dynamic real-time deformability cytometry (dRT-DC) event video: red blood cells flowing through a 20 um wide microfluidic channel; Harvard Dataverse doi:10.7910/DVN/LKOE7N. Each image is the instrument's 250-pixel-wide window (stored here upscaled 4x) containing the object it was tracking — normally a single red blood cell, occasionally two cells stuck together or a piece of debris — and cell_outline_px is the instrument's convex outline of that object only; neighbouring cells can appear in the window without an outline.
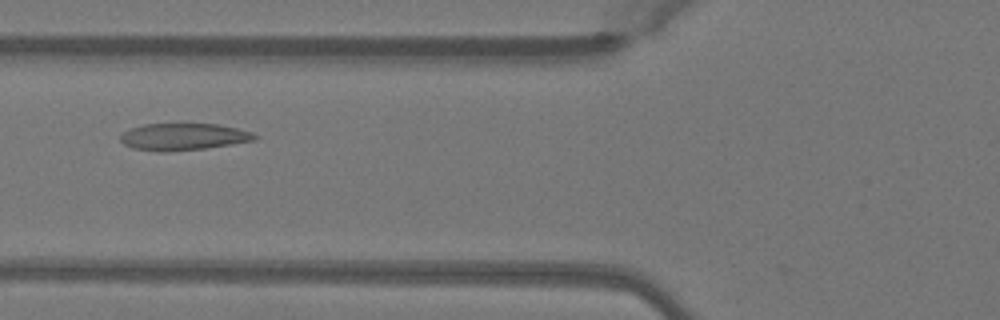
{"species": "Egyptian fruit bat (a non-hibernating species)", "species_latin": "Rousettus aegyptiacus", "temperature_condition": "warm", "stored_images_in_passage": 35, "camera_frame_rate_fps": 3000, "um_per_image_px": 0.085, "animal": {"sex": "female"}, "frame": {"image": 1, "passage_image": 15, "time_ms": 4.667, "image_size_px": [1000, 320], "cell_outline_px": [[256, 140], [232, 144], [204, 148], [168, 152], [156, 152], [132, 148], [124, 144], [120, 140], [120, 136], [124, 132], [132, 128], [144, 124], [220, 124], [252, 132], [256, 136]], "centroid_in_image_um": [15.57, 11.63], "position_along_channel_um": 110.2, "area_um2": 21.04}}
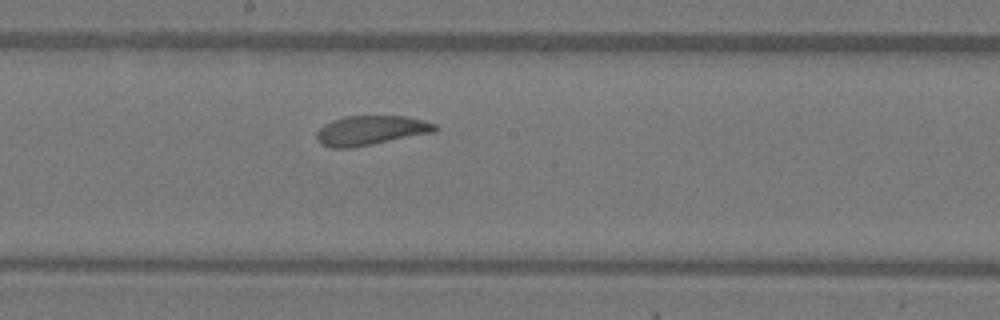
{"frame": {"image": 2, "passage_image": 23, "time_ms": 7.333, "image_size_px": [1000, 320], "cell_outline_px": [[440, 128], [436, 132], [352, 148], [332, 148], [320, 144], [316, 136], [316, 132], [324, 124], [332, 120], [344, 116], [404, 116], [424, 120], [436, 124]], "centroid_in_image_um": [31.53, 11.08], "position_along_channel_um": 216.7, "area_um2": 20.58}}
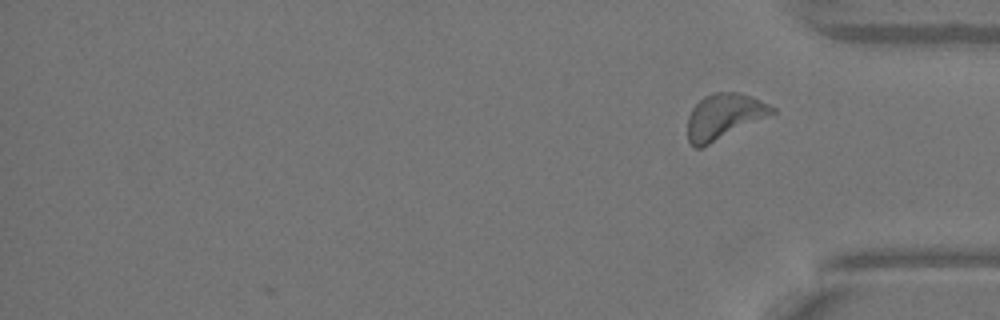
{"frame": {"image": 3, "passage_image": 35, "time_ms": 11.333, "image_size_px": [1000, 320], "cell_outline_px": [[776, 112], [700, 148], [696, 148], [688, 140], [688, 116], [692, 108], [704, 96], [712, 92], [736, 92], [752, 96], [776, 108]], "centroid_in_image_um": [61.52, 9.87], "position_along_channel_um": 373.7, "area_um2": 21.96}, "authors_computed_cell_mechanics": {"area_um2": 21.0392, "velocity_mm_per_s": 3.996, "shape_relaxation_time_tau1_ms": 2.4191, "shape_relaxation_time_tau2_ms": 1.7365, "deformation_change_tau1": 0.0833, "deformation_change_tau2": 0.0726}}